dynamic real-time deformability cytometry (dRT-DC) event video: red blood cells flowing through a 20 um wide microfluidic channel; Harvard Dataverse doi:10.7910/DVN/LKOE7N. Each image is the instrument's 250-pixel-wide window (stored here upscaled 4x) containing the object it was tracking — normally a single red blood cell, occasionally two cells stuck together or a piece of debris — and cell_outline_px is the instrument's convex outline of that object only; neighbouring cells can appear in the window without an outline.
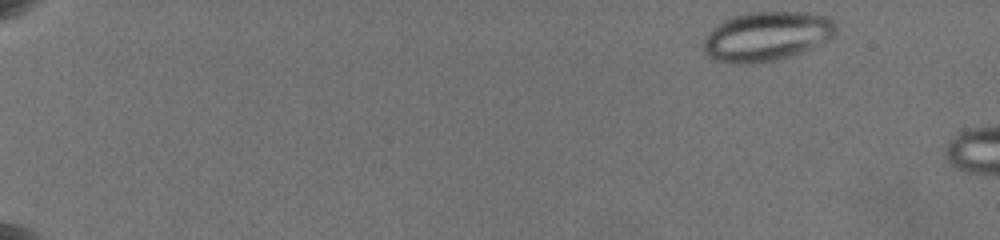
{"species": "common noctule bat (a hibernating species)", "species_latin": "Nyctalus noctula", "temperature_condition": "warm", "stored_images_in_passage": 84, "camera_frame_rate_fps": 3000, "um_per_image_px": 0.085, "animal": {"sex": "female", "body_mass_g": 19.5, "forearm_length_mm": 54.1}, "frame": {"image": 1, "passage_image": 1, "time_ms": 0.0, "image_size_px": [1000, 240], "cell_outline_px": [[836, 32], [828, 40], [804, 52], [792, 56], [776, 60], [736, 64], [712, 60], [704, 52], [704, 36], [712, 28], [724, 20], [736, 16], [752, 12], [804, 12], [824, 16], [832, 20], [836, 24]], "centroid_in_image_um": [65.16, 3.09], "position_along_channel_um": 19.8, "area_um2": 38.03}}
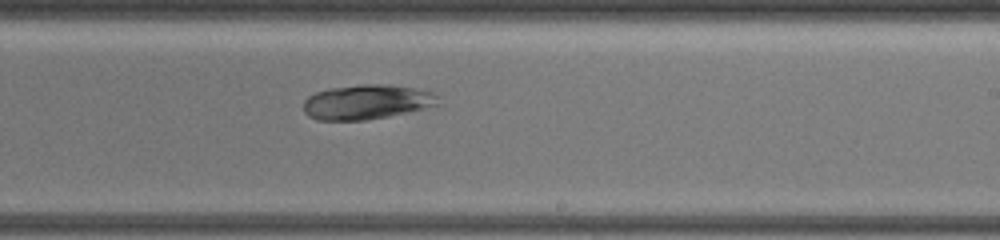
{"frame": {"image": 2, "passage_image": 46, "time_ms": 11.333, "image_size_px": [1000, 240], "cell_outline_px": [[440, 104], [388, 116], [364, 120], [316, 120], [308, 116], [304, 112], [304, 100], [308, 96], [316, 92], [328, 88], [360, 84], [388, 84], [436, 92], [440, 96]], "centroid_in_image_um": [31.17, 8.66], "position_along_channel_um": 257.8, "area_um2": 27.34}}
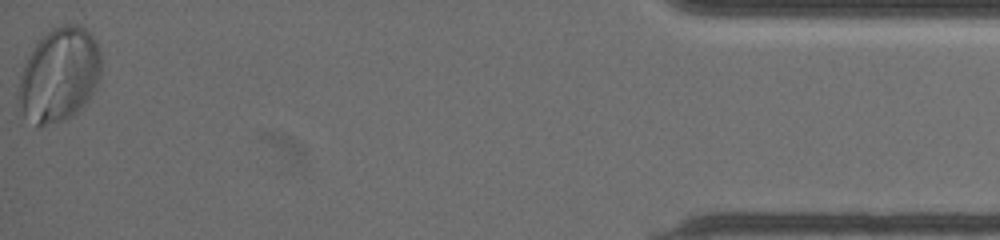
{"frame": {"image": 3, "passage_image": 83, "time_ms": 18.333, "image_size_px": [1000, 240], "cell_outline_px": [[100, 80], [96, 88], [88, 100], [72, 116], [64, 120], [44, 124], [36, 124], [20, 108], [20, 76], [24, 64], [28, 56], [36, 44], [52, 28], [64, 24], [80, 24], [92, 36], [100, 52]], "centroid_in_image_um": [5.08, 6.33], "position_along_channel_um": 430.1, "area_um2": 44.39}}